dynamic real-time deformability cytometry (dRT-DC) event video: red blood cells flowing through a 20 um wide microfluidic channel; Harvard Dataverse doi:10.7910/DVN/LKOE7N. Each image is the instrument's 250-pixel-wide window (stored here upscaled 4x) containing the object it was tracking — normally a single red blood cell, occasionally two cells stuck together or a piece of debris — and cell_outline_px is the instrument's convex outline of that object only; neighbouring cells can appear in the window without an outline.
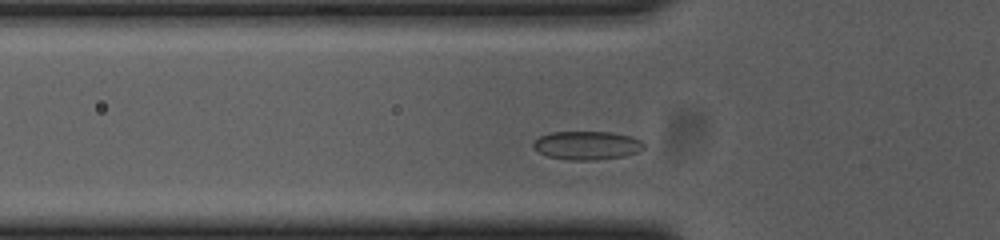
{"species": "common noctule bat (a hibernating species)", "species_latin": "Nyctalus noctula", "temperature_condition": "cold", "stored_images_in_passage": 40, "camera_frame_rate_fps": 3000, "um_per_image_px": 0.085, "animal": {"sex": "female", "body_mass_g": 23.0, "forearm_length_mm": 53.4}, "frame": {"image": 1, "passage_image": 7, "time_ms": 2.0, "image_size_px": [1000, 240], "cell_outline_px": [[644, 148], [636, 152], [624, 156], [596, 160], [568, 160], [548, 156], [532, 148], [532, 144], [540, 136], [552, 132], [612, 132], [632, 136], [640, 140], [644, 144]], "centroid_in_image_um": [49.89, 12.36], "position_along_channel_um": 75.9, "area_um2": 18.38}}
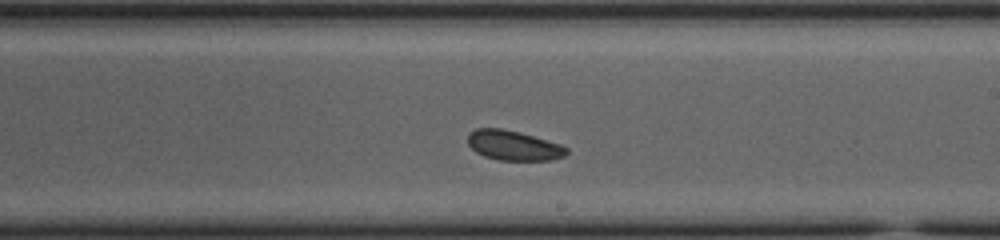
{"frame": {"image": 2, "passage_image": 21, "time_ms": 6.667, "image_size_px": [1000, 240], "cell_outline_px": [[568, 152], [564, 156], [552, 160], [500, 160], [484, 156], [476, 152], [468, 144], [468, 132], [476, 128], [500, 128], [520, 132], [560, 144], [568, 148]], "centroid_in_image_um": [43.63, 12.36], "position_along_channel_um": 245.4, "area_um2": 17.17}}
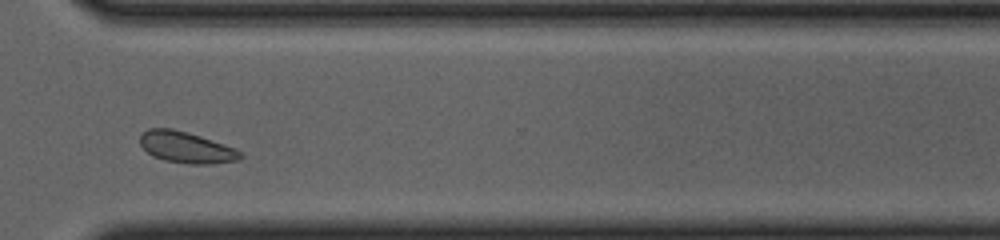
{"frame": {"image": 3, "passage_image": 30, "time_ms": 9.667, "image_size_px": [1000, 240], "cell_outline_px": [[244, 156], [240, 160], [212, 164], [192, 164], [164, 160], [152, 156], [140, 144], [140, 136], [148, 128], [172, 128], [200, 136], [236, 148]], "centroid_in_image_um": [15.85, 12.53], "position_along_channel_um": 354.7, "area_um2": 18.26}}